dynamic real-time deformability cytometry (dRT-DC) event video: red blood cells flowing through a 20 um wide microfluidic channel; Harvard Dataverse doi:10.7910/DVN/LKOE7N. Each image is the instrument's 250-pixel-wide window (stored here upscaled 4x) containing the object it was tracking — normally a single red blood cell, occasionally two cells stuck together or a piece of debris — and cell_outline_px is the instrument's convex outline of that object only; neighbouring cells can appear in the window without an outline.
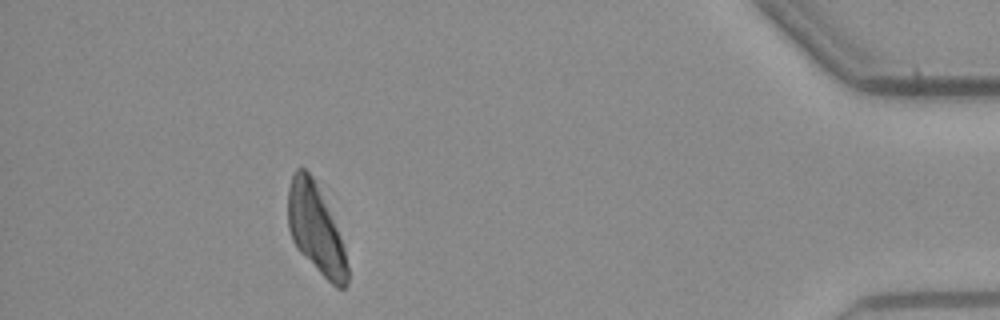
{"species": "common noctule bat (a hibernating species)", "species_latin": "Nyctalus noctula", "temperature_condition": "warm", "stored_images_in_passage": 37, "camera_frame_rate_fps": 3000, "um_per_image_px": 0.085, "animal": {"sex": "male", "body_mass_g": 23.1, "forearm_length_mm": 52.7}, "frame": {"image": 1, "passage_image": 32, "time_ms": 10.333, "image_size_px": [1000, 320], "cell_outline_px": [[348, 284], [344, 288], [336, 288], [296, 248], [292, 240], [288, 228], [288, 188], [292, 176], [296, 168], [304, 168], [312, 176], [340, 236], [344, 248], [348, 268]], "centroid_in_image_um": [26.82, 19.5], "position_along_channel_um": 408.4, "area_um2": 30.17}}